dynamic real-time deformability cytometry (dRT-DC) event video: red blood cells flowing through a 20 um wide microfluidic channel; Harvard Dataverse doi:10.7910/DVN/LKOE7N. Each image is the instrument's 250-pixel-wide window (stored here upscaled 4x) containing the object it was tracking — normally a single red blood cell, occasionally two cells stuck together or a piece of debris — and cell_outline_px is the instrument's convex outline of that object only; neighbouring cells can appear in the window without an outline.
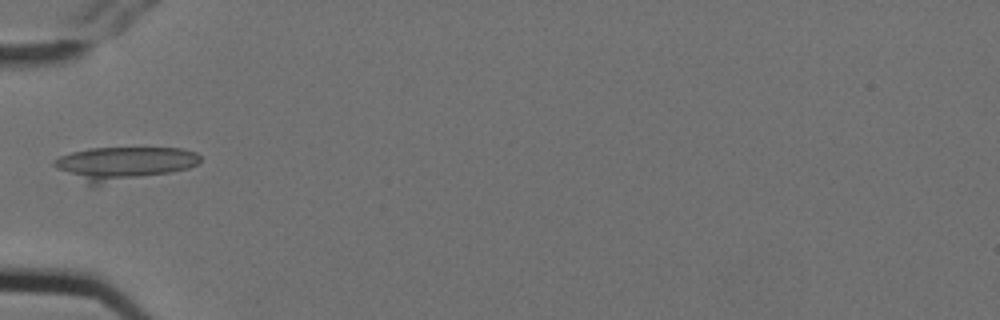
{"species": "Egyptian fruit bat (a non-hibernating species)", "species_latin": "Rousettus aegyptiacus", "temperature_condition": "cold", "stored_images_in_passage": 7, "camera_frame_rate_fps": 3000, "um_per_image_px": 0.085, "animal": {"sex": "female"}, "frame": {"image": 1, "passage_image": 7, "time_ms": 2.0, "image_size_px": [1000, 320], "cell_outline_px": [[200, 160], [196, 164], [188, 168], [172, 172], [100, 184], [88, 184], [56, 168], [52, 164], [52, 160], [60, 156], [72, 152], [92, 148], [180, 148], [196, 152], [200, 156]], "centroid_in_image_um": [10.51, 13.88], "position_along_channel_um": 74.5, "area_um2": 27.92}}